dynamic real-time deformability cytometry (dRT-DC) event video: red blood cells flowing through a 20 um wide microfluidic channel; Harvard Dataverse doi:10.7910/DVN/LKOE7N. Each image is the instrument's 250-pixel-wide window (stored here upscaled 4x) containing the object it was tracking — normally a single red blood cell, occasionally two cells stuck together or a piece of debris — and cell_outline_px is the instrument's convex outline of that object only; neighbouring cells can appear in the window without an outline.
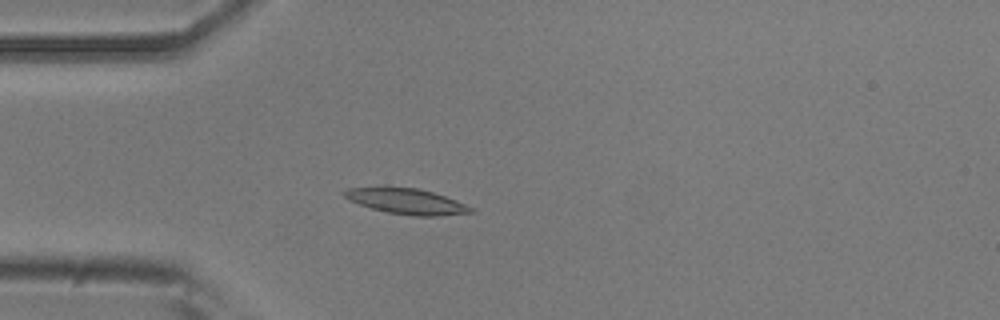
{"species": "common noctule bat (a hibernating species)", "species_latin": "Nyctalus noctula", "temperature_condition": "room temperature", "stored_images_in_passage": 53, "camera_frame_rate_fps": 3000, "um_per_image_px": 0.085, "animal": {"sex": "male", "body_mass_g": 20.5, "forearm_length_mm": 52.5}, "frame": {"image": 1, "passage_image": 14, "time_ms": 4.333, "image_size_px": [1000, 320], "cell_outline_px": [[476, 212], [436, 216], [412, 216], [388, 212], [372, 208], [348, 200], [340, 192], [348, 188], [384, 184], [388, 184], [416, 188], [432, 192], [456, 200], [476, 208]], "centroid_in_image_um": [34.5, 17.06], "position_along_channel_um": 50.5, "area_um2": 19.65}}
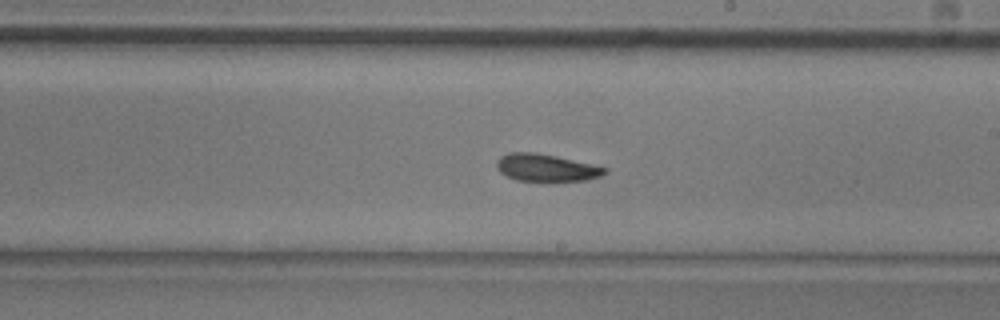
{"frame": {"image": 2, "passage_image": 30, "time_ms": 9.667, "image_size_px": [1000, 320], "cell_outline_px": [[608, 172], [600, 176], [588, 180], [544, 184], [516, 180], [500, 172], [496, 168], [496, 160], [500, 156], [508, 152], [536, 152], [556, 156], [592, 164], [608, 168]], "centroid_in_image_um": [46.42, 14.3], "position_along_channel_um": 242.6, "area_um2": 18.15}}
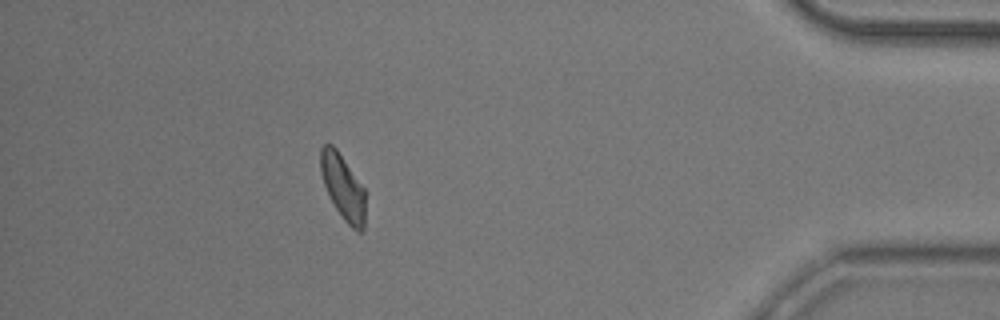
{"frame": {"image": 3, "passage_image": 47, "time_ms": 15.333, "image_size_px": [1000, 320], "cell_outline_px": [[364, 232], [356, 232], [344, 220], [336, 208], [324, 184], [320, 172], [320, 148], [324, 144], [332, 144], [336, 148], [364, 188]], "centroid_in_image_um": [29.14, 15.9], "position_along_channel_um": 406.1, "area_um2": 16.76}, "authors_computed_cell_mechanics": {"area_um2": 17.8602, "velocity_mm_per_s": 3.7723, "shape_relaxation_time_tau1_ms": 4.3463, "shape_relaxation_time_tau2_ms": 5.4744, "deformation_change_tau1": 0.1293, "deformation_change_tau2": 0.095}}